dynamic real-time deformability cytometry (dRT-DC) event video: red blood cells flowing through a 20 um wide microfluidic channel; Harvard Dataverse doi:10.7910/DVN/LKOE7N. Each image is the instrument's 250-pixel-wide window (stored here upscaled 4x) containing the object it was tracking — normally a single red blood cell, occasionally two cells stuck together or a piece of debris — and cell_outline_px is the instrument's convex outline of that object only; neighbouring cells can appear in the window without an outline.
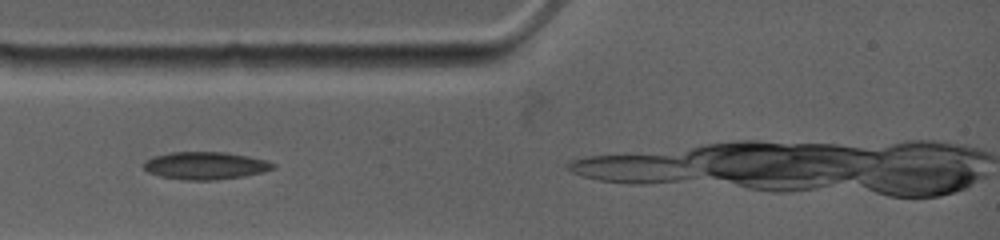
{"species": "common noctule bat (a hibernating species)", "species_latin": "Nyctalus noctula", "temperature_condition": "warm", "stored_images_in_passage": 8, "camera_frame_rate_fps": 4500, "um_per_image_px": 0.085, "animal": {"sex": "female", "body_mass_g": 19.0, "forearm_length_mm": 53.3}, "frame": {"image": 1, "passage_image": 2, "time_ms": 1.111, "image_size_px": [1000, 240], "cell_outline_px": [[276, 168], [244, 176], [212, 180], [188, 180], [160, 176], [148, 172], [144, 168], [144, 160], [152, 156], [172, 152], [224, 152], [248, 156], [264, 160], [276, 164]], "centroid_in_image_um": [17.43, 14.07], "position_along_channel_um": 67.6, "area_um2": 20.63}}